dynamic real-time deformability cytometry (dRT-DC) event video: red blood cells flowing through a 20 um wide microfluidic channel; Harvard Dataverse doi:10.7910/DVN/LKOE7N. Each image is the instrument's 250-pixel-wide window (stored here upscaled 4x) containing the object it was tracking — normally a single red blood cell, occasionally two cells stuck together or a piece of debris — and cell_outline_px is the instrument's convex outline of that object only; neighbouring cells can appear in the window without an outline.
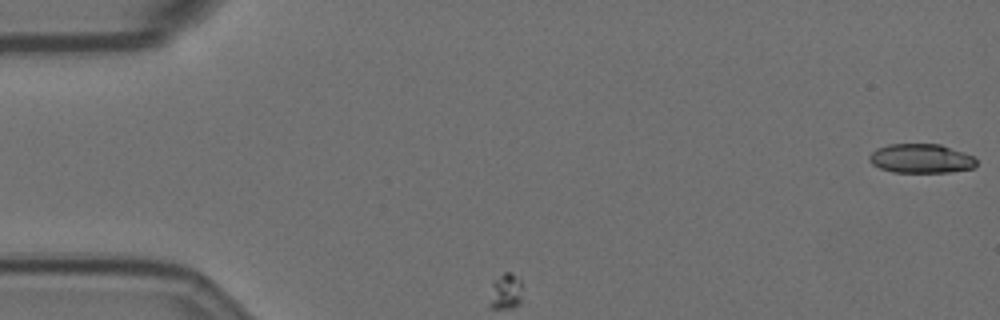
{"species": "Egyptian fruit bat (a non-hibernating species)", "species_latin": "Rousettus aegyptiacus", "temperature_condition": "room temperature", "stored_images_in_passage": 36, "camera_frame_rate_fps": 3000, "um_per_image_px": 0.085, "animal": {"sex": "female"}, "frame": {"image": 1, "passage_image": 1, "time_ms": 0.0, "image_size_px": [1000, 320], "cell_outline_px": [[976, 164], [972, 168], [948, 172], [892, 172], [880, 168], [872, 164], [868, 160], [868, 156], [876, 148], [888, 144], [940, 144], [972, 156], [976, 160]], "centroid_in_image_um": [78.23, 13.47], "position_along_channel_um": 6.8, "area_um2": 18.09}}